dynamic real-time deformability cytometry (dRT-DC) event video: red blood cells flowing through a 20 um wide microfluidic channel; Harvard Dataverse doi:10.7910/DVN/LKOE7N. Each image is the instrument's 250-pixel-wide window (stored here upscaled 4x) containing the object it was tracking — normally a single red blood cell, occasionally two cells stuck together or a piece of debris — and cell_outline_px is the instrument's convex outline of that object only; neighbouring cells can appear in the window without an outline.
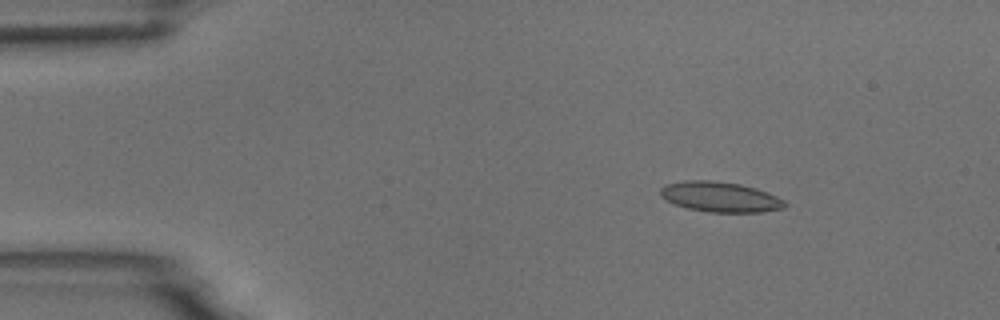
{"species": "common noctule bat (a hibernating species)", "species_latin": "Nyctalus noctula", "temperature_condition": "room temperature", "stored_images_in_passage": 6, "camera_frame_rate_fps": 3000, "um_per_image_px": 0.085, "animal": {"sex": "male", "body_mass_g": 18.8}, "frame": {"image": 1, "passage_image": 3, "time_ms": 2.333, "image_size_px": [1000, 320], "cell_outline_px": [[788, 204], [784, 208], [764, 212], [708, 212], [688, 208], [664, 200], [660, 196], [660, 188], [664, 184], [684, 180], [712, 180], [740, 184], [756, 188], [768, 192], [784, 200]], "centroid_in_image_um": [61.21, 16.73], "position_along_channel_um": 23.8, "area_um2": 22.14}}